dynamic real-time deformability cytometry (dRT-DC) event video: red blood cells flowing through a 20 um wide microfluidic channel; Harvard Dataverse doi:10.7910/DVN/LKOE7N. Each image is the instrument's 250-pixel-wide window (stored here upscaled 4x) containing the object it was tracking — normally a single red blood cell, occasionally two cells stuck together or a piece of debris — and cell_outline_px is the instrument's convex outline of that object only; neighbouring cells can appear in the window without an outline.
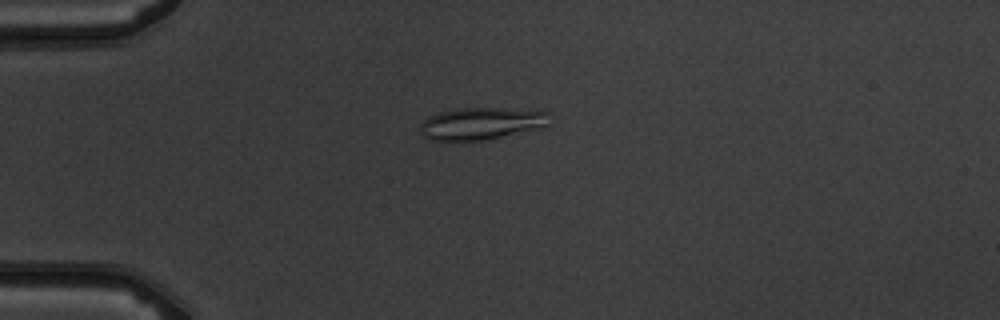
{"species": "common noctule bat (a hibernating species)", "species_latin": "Nyctalus noctula", "temperature_condition": "warm", "stored_images_in_passage": 6, "camera_frame_rate_fps": 3000, "um_per_image_px": 0.085, "animal": {"sex": "male", "body_mass_g": 19.5, "forearm_length_mm": 54.6}, "frame": {"image": 1, "passage_image": 4, "time_ms": 4.333, "image_size_px": [1000, 320], "cell_outline_px": [[548, 124], [544, 128], [480, 140], [432, 140], [424, 136], [420, 132], [420, 124], [428, 116], [440, 112], [456, 108], [496, 108], [548, 112]], "centroid_in_image_um": [40.88, 10.49], "position_along_channel_um": 44.1, "area_um2": 23.93}}